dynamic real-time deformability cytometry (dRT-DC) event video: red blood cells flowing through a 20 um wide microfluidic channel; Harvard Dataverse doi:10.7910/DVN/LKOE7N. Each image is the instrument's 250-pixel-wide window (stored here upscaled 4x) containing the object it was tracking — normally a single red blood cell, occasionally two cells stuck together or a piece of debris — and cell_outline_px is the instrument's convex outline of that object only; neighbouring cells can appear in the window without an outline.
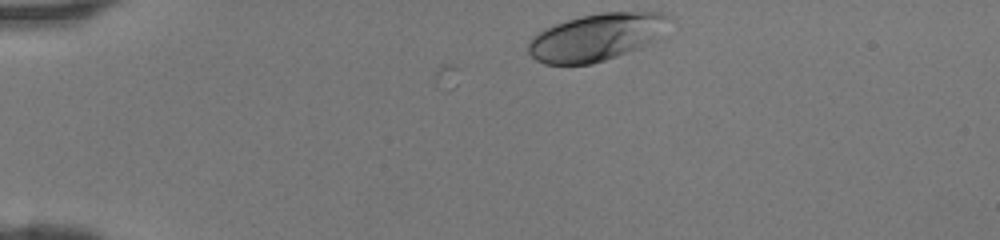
{"species": "human", "species_latin": "Homo sapiens", "temperature_condition": "room temperature", "stored_images_in_passage": 5, "camera_frame_rate_fps": 3000, "um_per_image_px": 0.085, "donor": {"sex": "female"}, "frame": {"image": 1, "passage_image": 5, "time_ms": 1.333, "image_size_px": [1000, 240], "cell_outline_px": [[676, 20], [660, 40], [640, 48], [592, 64], [544, 64], [536, 60], [528, 52], [528, 44], [532, 36], [544, 28], [568, 20], [600, 12], [664, 12], [672, 16]], "centroid_in_image_um": [50.84, 3.14], "position_along_channel_um": 34.2, "area_um2": 39.59}}